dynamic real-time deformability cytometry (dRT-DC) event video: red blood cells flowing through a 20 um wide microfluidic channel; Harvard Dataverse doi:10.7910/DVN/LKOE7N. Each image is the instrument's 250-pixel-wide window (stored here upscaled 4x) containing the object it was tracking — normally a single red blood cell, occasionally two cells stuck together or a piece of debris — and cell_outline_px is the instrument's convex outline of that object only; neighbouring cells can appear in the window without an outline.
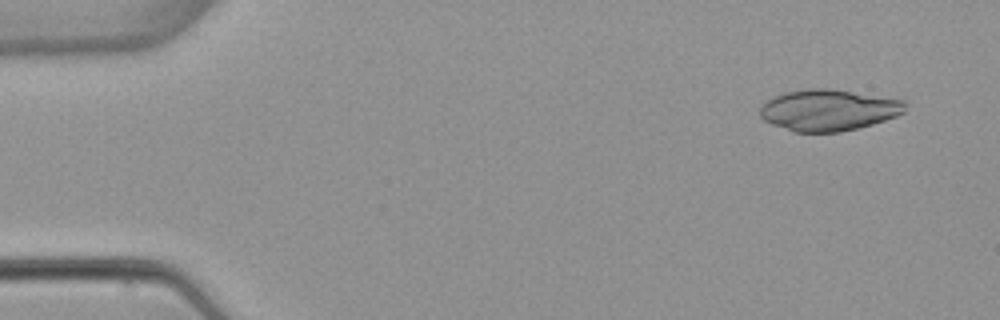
{"species": "common noctule bat (a hibernating species)", "species_latin": "Nyctalus noctula", "temperature_condition": "warm", "stored_images_in_passage": 3, "camera_frame_rate_fps": 3000, "um_per_image_px": 0.085, "animal": {"sex": "female", "body_mass_g": 22.7, "forearm_length_mm": 54.2}, "frame": {"image": 1, "passage_image": 1, "time_ms": 0.0, "image_size_px": [1000, 320], "cell_outline_px": [[908, 100], [904, 112], [896, 116], [872, 124], [840, 132], [792, 132], [772, 124], [764, 120], [760, 116], [760, 108], [768, 100], [784, 92], [808, 88], [828, 88]], "centroid_in_image_um": [70.44, 9.35], "position_along_channel_um": 14.6, "area_um2": 35.03}}